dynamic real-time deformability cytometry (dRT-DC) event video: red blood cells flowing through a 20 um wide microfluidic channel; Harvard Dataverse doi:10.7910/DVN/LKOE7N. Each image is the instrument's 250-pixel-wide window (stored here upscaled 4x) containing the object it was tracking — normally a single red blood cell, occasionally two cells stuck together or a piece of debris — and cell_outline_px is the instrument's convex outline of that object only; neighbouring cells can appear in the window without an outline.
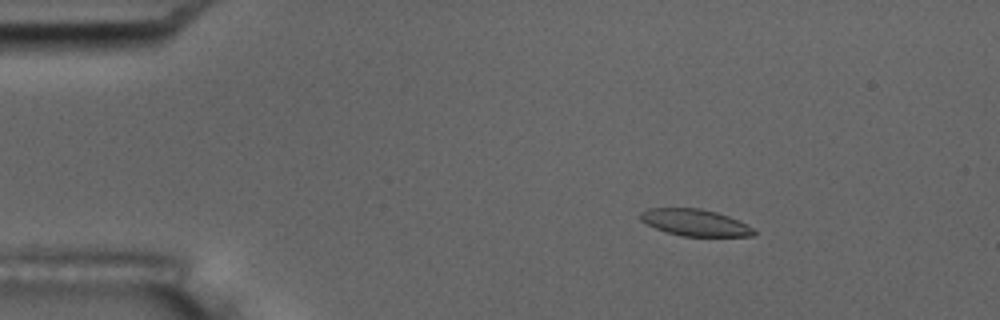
{"species": "common noctule bat (a hibernating species)", "species_latin": "Nyctalus noctula", "temperature_condition": "room temperature", "stored_images_in_passage": 6, "camera_frame_rate_fps": 3000, "um_per_image_px": 0.085, "animal": {"sex": "male", "body_mass_g": 17.5, "forearm_length_mm": 52.3}, "frame": {"image": 1, "passage_image": 3, "time_ms": 2.333, "image_size_px": [1000, 320], "cell_outline_px": [[756, 232], [752, 236], [680, 236], [656, 228], [640, 220], [640, 212], [648, 208], [700, 208], [716, 212], [728, 216], [752, 228]], "centroid_in_image_um": [59.04, 18.91], "position_along_channel_um": 26.0, "area_um2": 17.4}}